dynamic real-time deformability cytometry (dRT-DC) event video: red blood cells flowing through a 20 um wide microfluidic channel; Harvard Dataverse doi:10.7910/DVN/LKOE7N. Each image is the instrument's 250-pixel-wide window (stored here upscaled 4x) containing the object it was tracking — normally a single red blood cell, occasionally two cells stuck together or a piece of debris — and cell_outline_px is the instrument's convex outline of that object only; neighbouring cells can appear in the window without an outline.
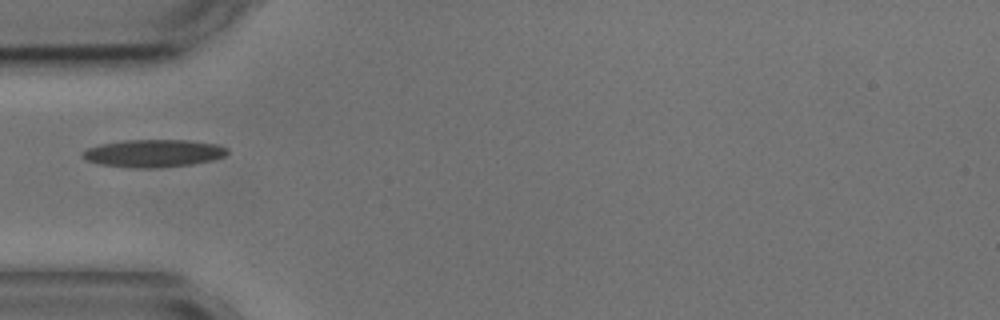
{"species": "common noctule bat (a hibernating species)", "species_latin": "Nyctalus noctula", "temperature_condition": "cold", "stored_images_in_passage": 5, "camera_frame_rate_fps": 3000, "um_per_image_px": 0.085, "animal": {"sex": "male", "body_mass_g": 17.9, "forearm_length_mm": 54.2}, "frame": {"image": 1, "passage_image": 5, "time_ms": 4.667, "image_size_px": [1000, 320], "cell_outline_px": [[228, 152], [224, 156], [212, 160], [192, 164], [156, 168], [132, 168], [100, 164], [88, 160], [80, 156], [80, 152], [88, 148], [100, 144], [124, 140], [188, 140], [216, 144], [228, 148]], "centroid_in_image_um": [13.03, 13.03], "position_along_channel_um": 72.0, "area_um2": 23.35}}